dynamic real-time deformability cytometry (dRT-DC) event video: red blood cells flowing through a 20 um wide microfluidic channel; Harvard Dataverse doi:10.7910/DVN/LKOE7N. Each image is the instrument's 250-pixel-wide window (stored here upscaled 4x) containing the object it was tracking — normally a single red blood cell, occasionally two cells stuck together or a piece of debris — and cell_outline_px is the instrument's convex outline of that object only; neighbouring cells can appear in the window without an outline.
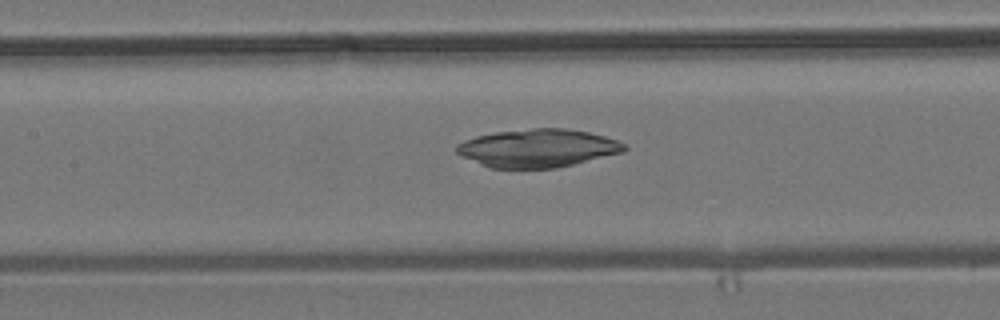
{"species": "common noctule bat (a hibernating species)", "species_latin": "Nyctalus noctula", "temperature_condition": "room temperature", "stored_images_in_passage": 49, "camera_frame_rate_fps": 3000, "um_per_image_px": 0.085, "animal": {"sex": "male", "body_mass_g": 19.2, "forearm_length_mm": 51.8}, "frame": {"image": 1, "passage_image": 24, "time_ms": 7.667, "image_size_px": [1000, 320], "cell_outline_px": [[628, 148], [624, 152], [556, 168], [488, 168], [460, 156], [456, 152], [456, 144], [464, 140], [476, 136], [496, 132], [532, 128], [568, 128], [588, 132], [604, 136], [616, 140], [624, 144]], "centroid_in_image_um": [45.67, 12.59], "position_along_channel_um": 161.7, "area_um2": 37.4}}
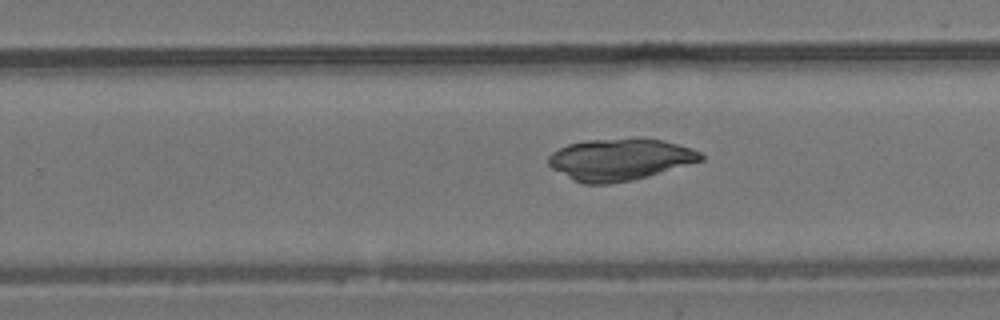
{"frame": {"image": 2, "passage_image": 33, "time_ms": 10.667, "image_size_px": [1000, 320], "cell_outline_px": [[704, 160], [648, 176], [632, 180], [608, 184], [584, 184], [552, 168], [548, 164], [548, 156], [552, 152], [568, 144], [584, 140], [636, 136], [664, 140], [700, 152], [704, 156]], "centroid_in_image_um": [52.69, 13.52], "position_along_channel_um": 277.1, "area_um2": 37.34}}
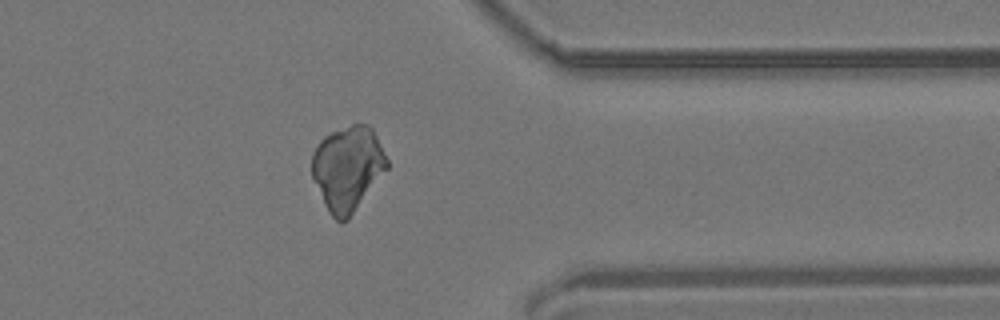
{"frame": {"image": 3, "passage_image": 42, "time_ms": 13.667, "image_size_px": [1000, 320], "cell_outline_px": [[388, 168], [348, 220], [336, 220], [328, 212], [324, 204], [312, 176], [312, 152], [320, 140], [324, 136], [332, 132], [352, 124], [368, 124], [372, 128], [388, 160]], "centroid_in_image_um": [29.55, 14.3], "position_along_channel_um": 381.9, "area_um2": 36.82}}